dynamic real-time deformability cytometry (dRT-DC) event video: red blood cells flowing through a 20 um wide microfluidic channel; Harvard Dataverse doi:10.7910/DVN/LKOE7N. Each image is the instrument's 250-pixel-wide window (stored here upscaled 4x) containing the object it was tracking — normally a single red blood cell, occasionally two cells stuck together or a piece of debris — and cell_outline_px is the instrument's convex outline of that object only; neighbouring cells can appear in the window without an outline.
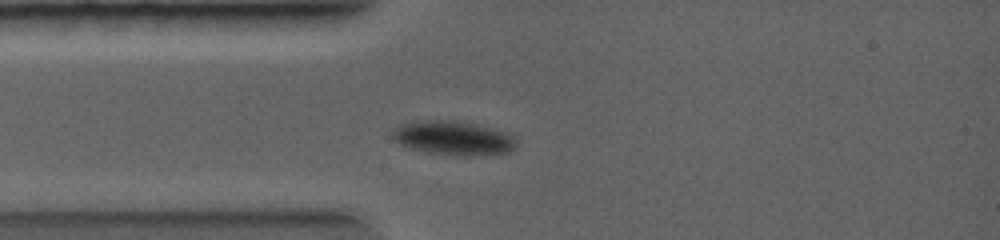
{"species": "common noctule bat (a hibernating species)", "species_latin": "Nyctalus noctula", "temperature_condition": "warm", "stored_images_in_passage": 7, "camera_frame_rate_fps": 5000, "um_per_image_px": 0.085, "animal": {"sex": "female", "body_mass_g": 19.0, "forearm_length_mm": 56.7}, "frame": {"image": 1, "passage_image": 5, "time_ms": 2.0, "image_size_px": [1000, 240], "cell_outline_px": [[516, 144], [508, 152], [464, 156], [460, 156], [428, 152], [412, 148], [400, 144], [392, 136], [392, 132], [400, 124], [416, 120], [456, 120], [480, 124], [504, 132], [512, 136], [516, 140]], "centroid_in_image_um": [38.51, 11.71], "position_along_channel_um": 46.5, "area_um2": 24.45}}